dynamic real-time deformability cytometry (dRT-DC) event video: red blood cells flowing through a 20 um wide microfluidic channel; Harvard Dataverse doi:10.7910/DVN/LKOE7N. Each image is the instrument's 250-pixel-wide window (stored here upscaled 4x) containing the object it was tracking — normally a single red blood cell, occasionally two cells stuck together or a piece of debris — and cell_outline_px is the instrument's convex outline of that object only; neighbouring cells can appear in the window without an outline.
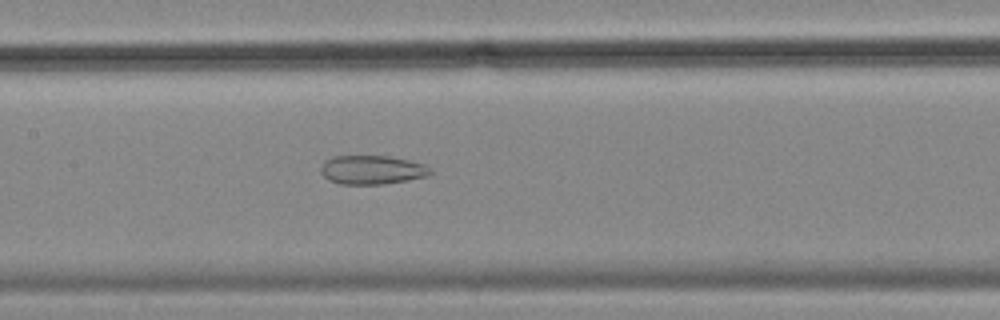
{"species": "common noctule bat (a hibernating species)", "species_latin": "Nyctalus noctula", "temperature_condition": "cold", "stored_images_in_passage": 57, "segment_of_instrument_passage": [2, 2], "camera_frame_rate_fps": 3000, "um_per_image_px": 0.085, "animal": {"sex": "female", "body_mass_g": 18.4}, "frame": {"image": 1, "passage_image": 27, "time_ms": 8.667, "image_size_px": [1000, 320], "cell_outline_px": [[432, 172], [428, 176], [408, 180], [384, 184], [340, 184], [328, 180], [320, 172], [320, 168], [324, 160], [332, 156], [388, 156], [408, 160], [424, 164]], "centroid_in_image_um": [31.58, 14.44], "position_along_channel_um": 175.8, "area_um2": 18.5}}
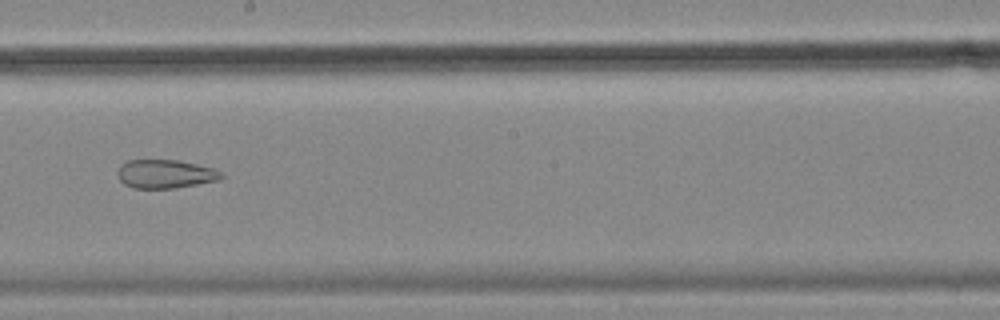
{"frame": {"image": 2, "passage_image": 32, "time_ms": 10.333, "image_size_px": [1000, 320], "cell_outline_px": [[224, 176], [220, 180], [176, 188], [132, 188], [124, 184], [120, 180], [120, 164], [128, 160], [180, 160], [212, 168], [224, 172]], "centroid_in_image_um": [14.11, 14.79], "position_along_channel_um": 234.1, "area_um2": 17.28}}
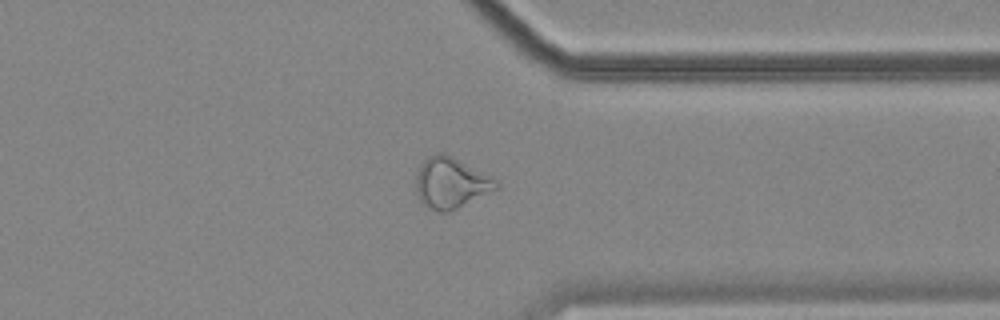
{"frame": {"image": 3, "passage_image": 44, "time_ms": 14.333, "image_size_px": [1000, 320], "cell_outline_px": [[500, 188], [448, 212], [440, 212], [428, 208], [420, 204], [416, 192], [416, 176], [420, 164], [428, 156], [436, 152], [444, 152], [492, 176], [500, 184]], "centroid_in_image_um": [38.31, 15.54], "position_along_channel_um": 373.1, "area_um2": 24.1}}